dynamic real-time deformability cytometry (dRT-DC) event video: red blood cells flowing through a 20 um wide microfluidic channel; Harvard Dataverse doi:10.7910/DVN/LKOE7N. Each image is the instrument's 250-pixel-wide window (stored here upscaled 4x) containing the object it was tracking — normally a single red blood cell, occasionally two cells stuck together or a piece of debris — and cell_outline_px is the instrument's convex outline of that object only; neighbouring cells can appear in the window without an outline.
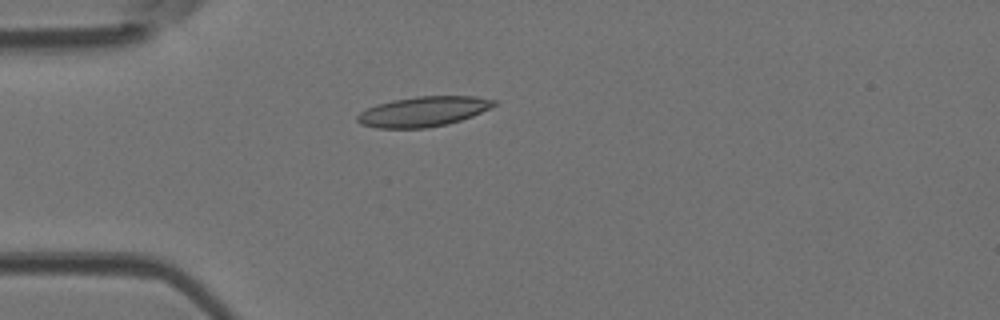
{"species": "Egyptian fruit bat (a non-hibernating species)", "species_latin": "Rousettus aegyptiacus", "temperature_condition": "room temperature", "stored_images_in_passage": 2, "camera_frame_rate_fps": 3000, "um_per_image_px": 0.085, "animal": {"sex": "female"}, "frame": {"image": 1, "passage_image": 1, "time_ms": 0.0, "image_size_px": [1000, 320], "cell_outline_px": [[496, 104], [472, 116], [448, 124], [428, 128], [376, 128], [360, 124], [356, 120], [356, 116], [360, 112], [376, 104], [392, 100], [420, 96], [476, 96], [496, 100]], "centroid_in_image_um": [35.94, 9.48], "position_along_channel_um": 49.1, "area_um2": 23.87}}